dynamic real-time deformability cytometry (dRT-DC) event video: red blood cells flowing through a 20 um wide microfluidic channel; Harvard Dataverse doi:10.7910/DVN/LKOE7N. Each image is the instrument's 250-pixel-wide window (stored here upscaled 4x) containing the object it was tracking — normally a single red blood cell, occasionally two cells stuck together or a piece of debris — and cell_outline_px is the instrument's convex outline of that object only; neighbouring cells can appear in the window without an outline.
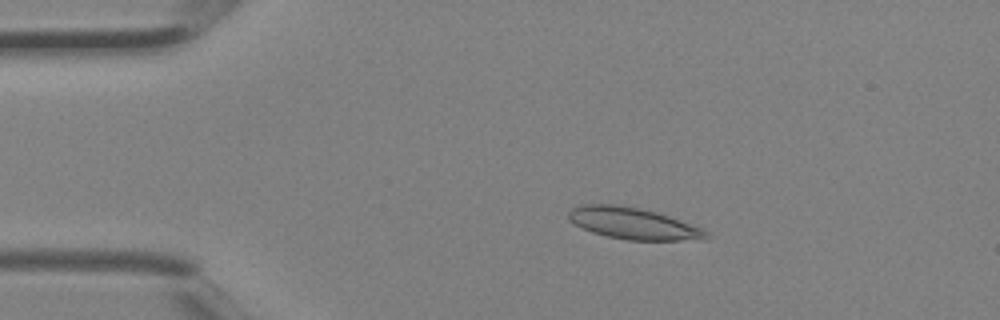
{"species": "Egyptian fruit bat (a non-hibernating species)", "species_latin": "Rousettus aegyptiacus", "temperature_condition": "room temperature", "stored_images_in_passage": 3, "camera_frame_rate_fps": 3000, "um_per_image_px": 0.085, "animal": {"sex": "female"}, "frame": {"image": 1, "passage_image": 2, "time_ms": 0.333, "image_size_px": [1000, 320], "cell_outline_px": [[712, 236], [704, 240], [628, 240], [608, 236], [592, 232], [568, 220], [568, 212], [572, 208], [580, 204], [616, 204], [640, 208], [656, 212], [692, 224], [708, 232]], "centroid_in_image_um": [53.84, 18.99], "position_along_channel_um": 31.2, "area_um2": 25.32}}